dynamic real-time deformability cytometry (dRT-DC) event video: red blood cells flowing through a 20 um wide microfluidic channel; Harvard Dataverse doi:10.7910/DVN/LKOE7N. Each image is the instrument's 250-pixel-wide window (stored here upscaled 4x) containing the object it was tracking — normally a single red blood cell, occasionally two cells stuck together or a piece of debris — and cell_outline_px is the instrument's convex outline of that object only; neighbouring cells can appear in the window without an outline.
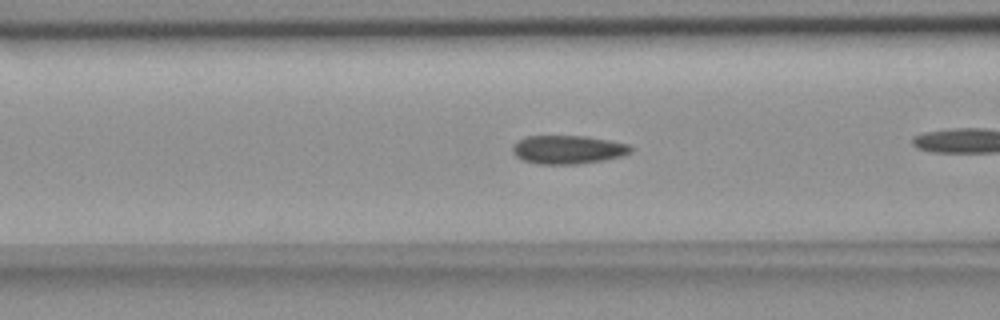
{"species": "common noctule bat (a hibernating species)", "species_latin": "Nyctalus noctula", "temperature_condition": "room temperature", "stored_images_in_passage": 30, "camera_frame_rate_fps": 3000, "um_per_image_px": 0.085, "animal": {"sex": "female", "body_mass_g": 18.4}, "frame": {"image": 1, "passage_image": 9, "time_ms": 2.667, "image_size_px": [1000, 320], "cell_outline_px": [[632, 152], [624, 156], [604, 160], [576, 164], [536, 164], [524, 160], [516, 156], [512, 152], [512, 144], [524, 136], [588, 136], [628, 144], [632, 148]], "centroid_in_image_um": [48.26, 12.71], "position_along_channel_um": 118.3, "area_um2": 19.83}}
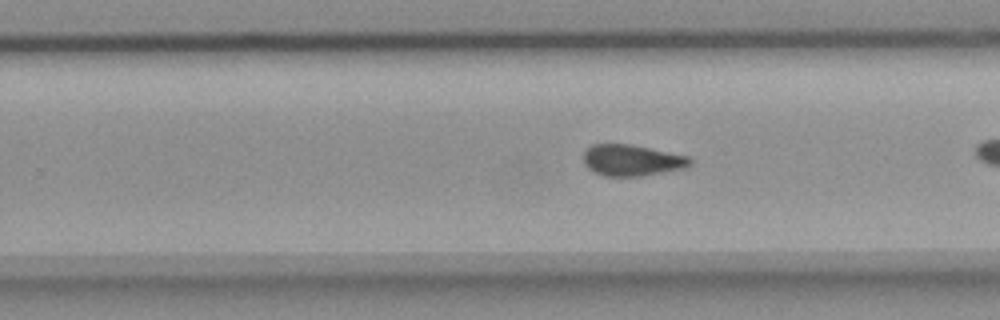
{"frame": {"image": 2, "passage_image": 22, "time_ms": 7.0, "image_size_px": [1000, 320], "cell_outline_px": [[692, 164], [684, 168], [640, 176], [604, 176], [592, 172], [584, 164], [584, 152], [592, 144], [628, 144], [692, 156]], "centroid_in_image_um": [53.72, 13.62], "position_along_channel_um": 276.1, "area_um2": 19.48}}